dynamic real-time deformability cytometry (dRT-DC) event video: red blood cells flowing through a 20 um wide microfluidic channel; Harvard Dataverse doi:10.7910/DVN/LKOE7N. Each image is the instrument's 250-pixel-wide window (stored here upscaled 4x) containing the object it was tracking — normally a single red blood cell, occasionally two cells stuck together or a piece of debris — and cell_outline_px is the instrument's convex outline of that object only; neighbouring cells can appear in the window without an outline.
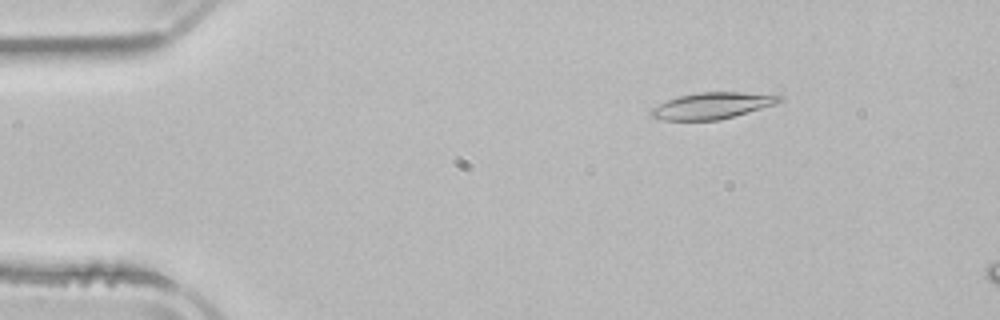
{"species": "common noctule bat (a hibernating species)", "species_latin": "Nyctalus noctula", "temperature_condition": "room temperature", "stored_images_in_passage": 3, "camera_frame_rate_fps": 3000, "um_per_image_px": 0.085, "animal": {"sex": "male", "body_mass_g": 21.5, "forearm_length_mm": 52.0}, "frame": {"image": 1, "passage_image": 1, "time_ms": 0.0, "image_size_px": [1000, 320], "cell_outline_px": [[784, 100], [776, 104], [720, 120], [660, 120], [652, 116], [648, 112], [652, 108], [668, 100], [680, 96], [700, 92], [744, 92], [784, 96]], "centroid_in_image_um": [60.56, 8.98], "position_along_channel_um": 24.4, "area_um2": 19.65}}